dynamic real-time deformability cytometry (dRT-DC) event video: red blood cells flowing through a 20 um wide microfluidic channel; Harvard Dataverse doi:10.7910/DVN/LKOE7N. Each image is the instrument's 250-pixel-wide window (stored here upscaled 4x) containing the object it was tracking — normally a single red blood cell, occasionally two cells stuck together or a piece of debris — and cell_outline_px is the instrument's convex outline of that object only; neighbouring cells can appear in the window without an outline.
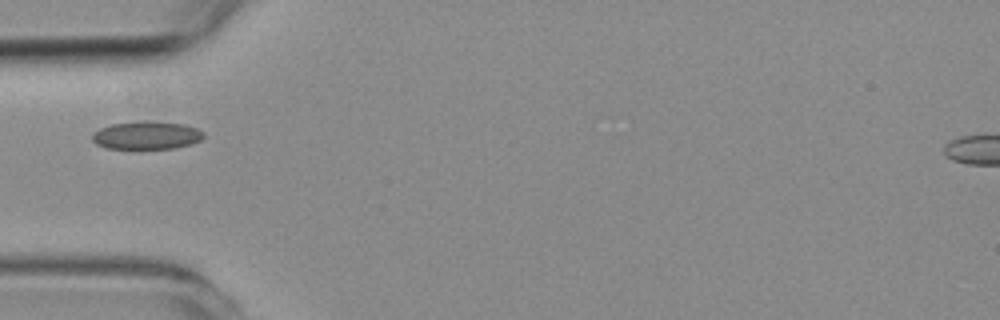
{"species": "common noctule bat (a hibernating species)", "species_latin": "Nyctalus noctula", "temperature_condition": "room temperature", "stored_images_in_passage": 4, "camera_frame_rate_fps": 3000, "um_per_image_px": 0.085, "animal": {"sex": "female", "body_mass_g": 19.3, "forearm_length_mm": 54.1}, "frame": {"image": 1, "passage_image": 1, "time_ms": 0.0, "image_size_px": [1000, 320], "cell_outline_px": [[204, 136], [200, 140], [176, 148], [104, 148], [96, 144], [92, 140], [92, 132], [100, 128], [112, 124], [184, 124], [196, 128], [204, 132]], "centroid_in_image_um": [12.43, 11.55], "position_along_channel_um": 72.6, "area_um2": 17.11}}